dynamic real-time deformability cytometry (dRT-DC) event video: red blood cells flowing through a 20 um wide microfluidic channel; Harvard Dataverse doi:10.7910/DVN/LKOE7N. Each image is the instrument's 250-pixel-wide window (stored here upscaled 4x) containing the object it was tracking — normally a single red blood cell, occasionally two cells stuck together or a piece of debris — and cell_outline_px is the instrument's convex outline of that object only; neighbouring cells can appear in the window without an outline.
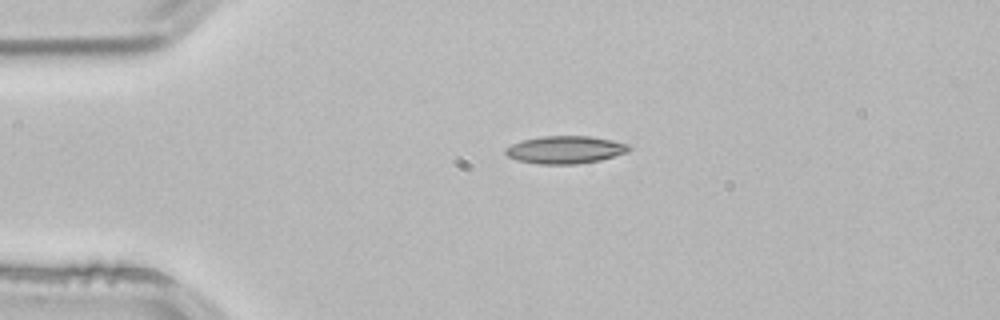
{"species": "common noctule bat (a hibernating species)", "species_latin": "Nyctalus noctula", "temperature_condition": "room temperature", "stored_images_in_passage": 3, "camera_frame_rate_fps": 3000, "um_per_image_px": 0.085, "animal": {"sex": "male", "body_mass_g": 21.5, "forearm_length_mm": 52.0}, "frame": {"image": 1, "passage_image": 3, "time_ms": 0.667, "image_size_px": [1000, 320], "cell_outline_px": [[632, 148], [628, 152], [600, 160], [576, 164], [536, 164], [516, 160], [508, 156], [504, 152], [504, 148], [520, 140], [540, 136], [588, 136], [612, 140], [628, 144]], "centroid_in_image_um": [48.01, 12.73], "position_along_channel_um": 37.0, "area_um2": 20.06}}